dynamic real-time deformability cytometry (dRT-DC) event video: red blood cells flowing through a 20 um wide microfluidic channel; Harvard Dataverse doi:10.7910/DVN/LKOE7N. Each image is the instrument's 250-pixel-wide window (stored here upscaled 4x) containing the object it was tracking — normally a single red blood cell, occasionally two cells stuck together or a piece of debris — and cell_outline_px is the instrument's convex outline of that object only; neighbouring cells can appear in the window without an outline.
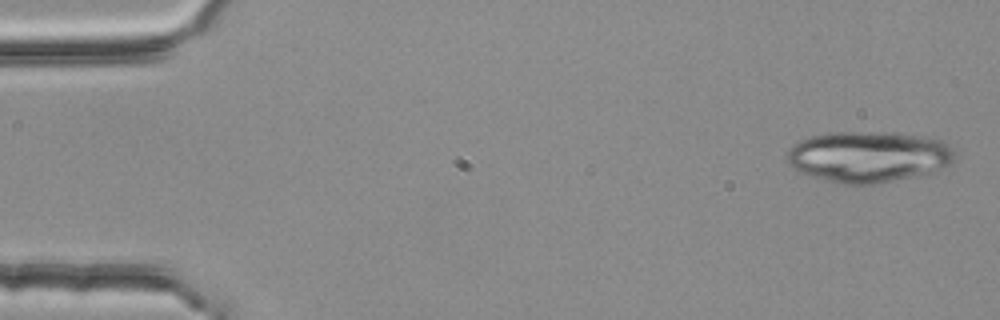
{"species": "common noctule bat (a hibernating species)", "species_latin": "Nyctalus noctula", "temperature_condition": "room temperature", "stored_images_in_passage": 3, "camera_frame_rate_fps": 3000, "um_per_image_px": 0.085, "animal": {"sex": "female", "body_mass_g": 25.1}, "frame": {"image": 1, "passage_image": 1, "time_ms": 0.0, "image_size_px": [1000, 320], "cell_outline_px": [[952, 164], [928, 176], [876, 184], [844, 184], [812, 176], [792, 168], [788, 164], [788, 152], [800, 140], [812, 136], [832, 132], [896, 132], [940, 140], [948, 144], [952, 148]], "centroid_in_image_um": [73.89, 13.34], "position_along_channel_um": 11.1, "area_um2": 50.23}}